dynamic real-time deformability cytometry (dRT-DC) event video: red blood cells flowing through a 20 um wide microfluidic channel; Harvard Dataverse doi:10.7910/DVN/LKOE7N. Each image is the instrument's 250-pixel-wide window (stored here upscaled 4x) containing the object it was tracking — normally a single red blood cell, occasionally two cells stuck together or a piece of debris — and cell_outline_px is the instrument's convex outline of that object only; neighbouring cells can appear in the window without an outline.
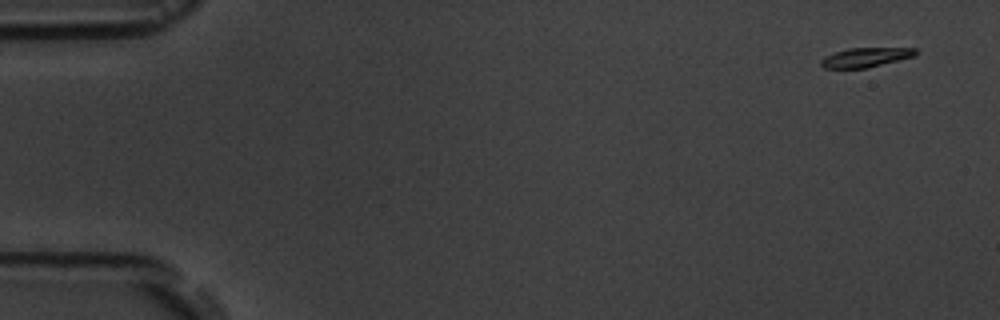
{"species": "common noctule bat (a hibernating species)", "species_latin": "Nyctalus noctula", "temperature_condition": "room temperature", "stored_images_in_passage": 5, "camera_frame_rate_fps": 3000, "um_per_image_px": 0.085, "animal": {"sex": "male", "body_mass_g": 19.5, "forearm_length_mm": 54.6}, "frame": {"image": 1, "passage_image": 1, "time_ms": 0.0, "image_size_px": [1000, 320], "cell_outline_px": [[916, 56], [868, 68], [824, 68], [820, 64], [820, 60], [824, 56], [848, 48], [916, 48]], "centroid_in_image_um": [73.58, 4.88], "position_along_channel_um": 11.4, "area_um2": 10.75}}
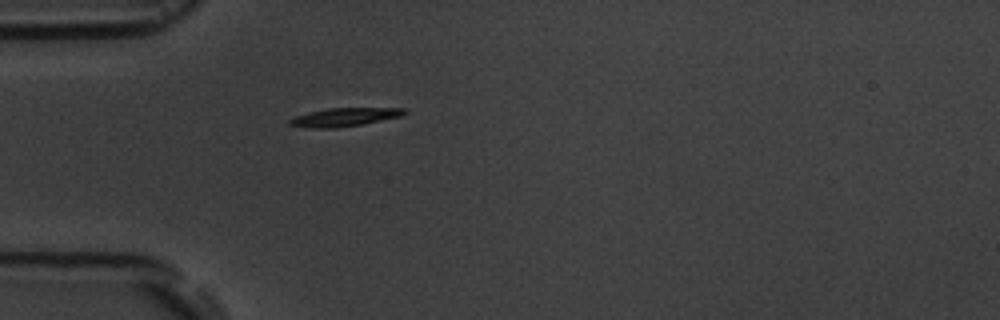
{"frame": {"image": 2, "passage_image": 5, "time_ms": 4.667, "image_size_px": [1000, 320], "cell_outline_px": [[408, 112], [400, 116], [360, 124], [336, 128], [312, 128], [288, 124], [288, 120], [296, 116], [308, 112], [328, 108], [408, 108]], "centroid_in_image_um": [29.27, 9.94], "position_along_channel_um": 55.7, "area_um2": 12.14}}